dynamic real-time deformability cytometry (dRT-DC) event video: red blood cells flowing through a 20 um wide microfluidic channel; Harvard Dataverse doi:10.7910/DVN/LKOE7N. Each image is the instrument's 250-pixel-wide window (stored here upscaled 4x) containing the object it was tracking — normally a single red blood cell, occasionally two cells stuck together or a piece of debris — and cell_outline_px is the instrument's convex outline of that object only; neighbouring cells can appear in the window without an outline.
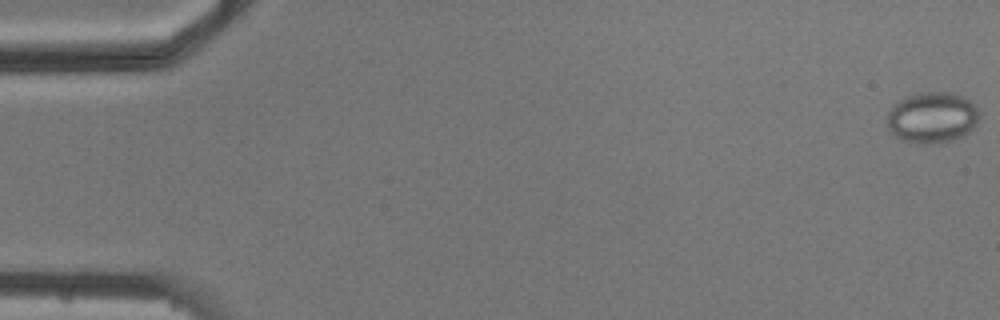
{"species": "common noctule bat (a hibernating species)", "species_latin": "Nyctalus noctula", "temperature_condition": "cold", "stored_images_in_passage": 5, "camera_frame_rate_fps": 3000, "um_per_image_px": 0.085, "animal": {"sex": "male", "body_mass_g": 20.5, "forearm_length_mm": 52.5}, "frame": {"image": 1, "passage_image": 1, "time_ms": 0.0, "image_size_px": [1000, 320], "cell_outline_px": [[980, 112], [976, 124], [964, 136], [952, 140], [928, 144], [924, 144], [900, 140], [888, 128], [888, 112], [904, 96], [920, 92], [948, 92], [964, 96]], "centroid_in_image_um": [79.24, 9.99], "position_along_channel_um": 5.8, "area_um2": 27.28}}